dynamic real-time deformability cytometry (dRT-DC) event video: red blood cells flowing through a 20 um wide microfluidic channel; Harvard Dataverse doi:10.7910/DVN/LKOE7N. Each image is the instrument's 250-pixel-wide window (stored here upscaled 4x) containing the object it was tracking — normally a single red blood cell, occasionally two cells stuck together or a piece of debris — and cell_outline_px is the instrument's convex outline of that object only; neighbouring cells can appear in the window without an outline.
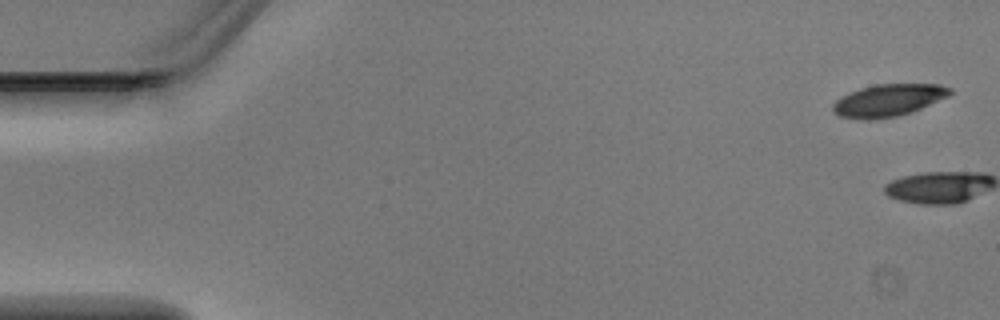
{"species": "Egyptian fruit bat (a non-hibernating species)", "species_latin": "Rousettus aegyptiacus", "temperature_condition": "warm", "stored_images_in_passage": 6, "camera_frame_rate_fps": 3000, "um_per_image_px": 0.085, "animal": {"sex": "male"}, "frame": {"image": 1, "passage_image": 1, "time_ms": 0.0, "image_size_px": [1000, 320], "cell_outline_px": [[952, 92], [948, 96], [920, 108], [896, 116], [872, 120], [864, 120], [840, 116], [832, 112], [832, 104], [836, 100], [860, 88], [876, 84], [940, 84], [952, 88]], "centroid_in_image_um": [75.49, 8.52], "position_along_channel_um": 9.5, "area_um2": 21.73}}